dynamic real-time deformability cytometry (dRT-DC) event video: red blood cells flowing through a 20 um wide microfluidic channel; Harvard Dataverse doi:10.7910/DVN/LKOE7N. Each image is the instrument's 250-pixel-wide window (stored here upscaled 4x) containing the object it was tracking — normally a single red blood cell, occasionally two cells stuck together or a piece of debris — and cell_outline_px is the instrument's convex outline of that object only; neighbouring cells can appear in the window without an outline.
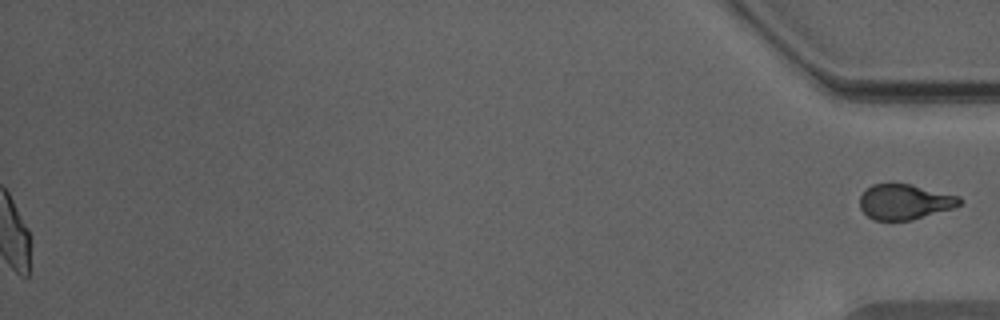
{"species": "Egyptian fruit bat (a non-hibernating species)", "species_latin": "Rousettus aegyptiacus", "temperature_condition": "warm", "stored_images_in_passage": 38, "segment_of_instrument_passage": [2, 2], "camera_frame_rate_fps": 3000, "um_per_image_px": 0.085, "animal": {"sex": "male"}, "frame": {"image": 1, "passage_image": 38, "time_ms": 12.333, "image_size_px": [1000, 320], "cell_outline_px": [[964, 204], [956, 208], [912, 220], [876, 220], [868, 216], [860, 208], [860, 196], [872, 184], [912, 184], [960, 196], [964, 200]], "centroid_in_image_um": [76.99, 17.16], "position_along_channel_um": 358.2, "area_um2": 20.75}}